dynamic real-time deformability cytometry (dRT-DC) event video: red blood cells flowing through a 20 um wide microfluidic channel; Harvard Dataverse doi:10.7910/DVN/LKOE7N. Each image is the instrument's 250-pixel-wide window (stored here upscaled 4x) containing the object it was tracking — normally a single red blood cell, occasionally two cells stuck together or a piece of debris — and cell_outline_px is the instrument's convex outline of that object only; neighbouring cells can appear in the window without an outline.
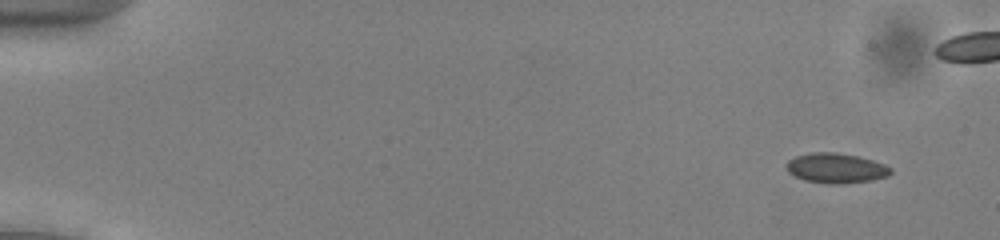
{"species": "common noctule bat (a hibernating species)", "species_latin": "Nyctalus noctula", "temperature_condition": "cold", "stored_images_in_passage": 45, "camera_frame_rate_fps": 3000, "um_per_image_px": 0.085, "animal": {"sex": "male", "body_mass_g": 13.0, "forearm_length_mm": 53.1}, "frame": {"image": 1, "passage_image": 1, "time_ms": 0.0, "image_size_px": [1000, 240], "cell_outline_px": [[892, 172], [888, 176], [872, 180], [840, 184], [828, 184], [804, 180], [788, 172], [784, 164], [788, 160], [796, 156], [812, 152], [836, 152], [856, 156], [872, 160], [884, 164], [892, 168]], "centroid_in_image_um": [71.04, 14.29], "position_along_channel_um": 14.0, "area_um2": 18.26}}
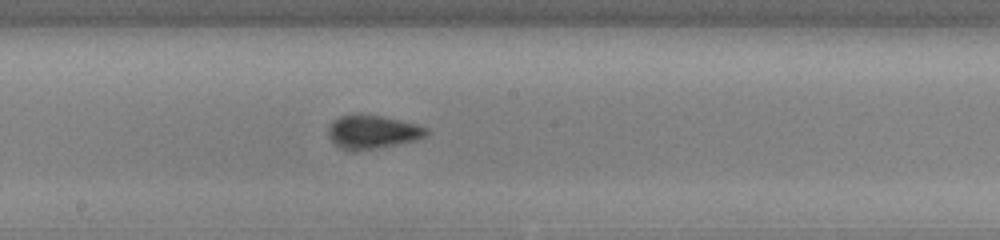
{"frame": {"image": 2, "passage_image": 27, "time_ms": 8.667, "image_size_px": [1000, 240], "cell_outline_px": [[428, 136], [416, 140], [380, 148], [356, 152], [344, 148], [336, 144], [328, 136], [328, 128], [332, 120], [340, 116], [356, 112], [360, 112], [400, 120], [416, 124], [428, 128]], "centroid_in_image_um": [31.66, 11.2], "position_along_channel_um": 216.5, "area_um2": 19.59}}
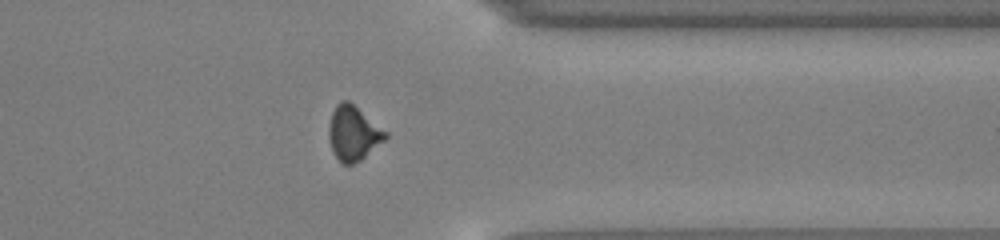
{"frame": {"image": 3, "passage_image": 40, "time_ms": 13.0, "image_size_px": [1000, 240], "cell_outline_px": [[388, 136], [384, 140], [360, 160], [352, 164], [344, 164], [332, 152], [328, 136], [328, 128], [332, 112], [336, 104], [340, 100], [348, 100], [388, 132]], "centroid_in_image_um": [30.01, 11.3], "position_along_channel_um": 381.4, "area_um2": 17.86}}